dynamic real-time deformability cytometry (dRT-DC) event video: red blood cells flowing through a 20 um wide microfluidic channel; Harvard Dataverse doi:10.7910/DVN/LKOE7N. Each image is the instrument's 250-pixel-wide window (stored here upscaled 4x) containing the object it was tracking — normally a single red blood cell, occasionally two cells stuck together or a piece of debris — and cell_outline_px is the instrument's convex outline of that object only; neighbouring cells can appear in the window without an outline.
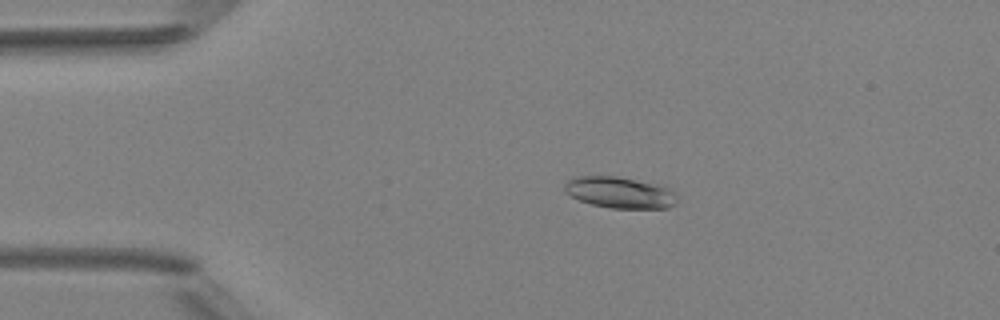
{"species": "Egyptian fruit bat (a non-hibernating species)", "species_latin": "Rousettus aegyptiacus", "temperature_condition": "room temperature", "stored_images_in_passage": 3, "camera_frame_rate_fps": 3000, "um_per_image_px": 0.085, "animal": {"sex": "female"}, "frame": {"image": 1, "passage_image": 2, "time_ms": 2.0, "image_size_px": [1000, 320], "cell_outline_px": [[676, 204], [668, 208], [608, 208], [592, 204], [580, 200], [564, 192], [564, 184], [568, 180], [576, 176], [616, 176], [652, 184], [668, 188], [676, 192]], "centroid_in_image_um": [52.66, 16.37], "position_along_channel_um": 32.3, "area_um2": 20.35}}